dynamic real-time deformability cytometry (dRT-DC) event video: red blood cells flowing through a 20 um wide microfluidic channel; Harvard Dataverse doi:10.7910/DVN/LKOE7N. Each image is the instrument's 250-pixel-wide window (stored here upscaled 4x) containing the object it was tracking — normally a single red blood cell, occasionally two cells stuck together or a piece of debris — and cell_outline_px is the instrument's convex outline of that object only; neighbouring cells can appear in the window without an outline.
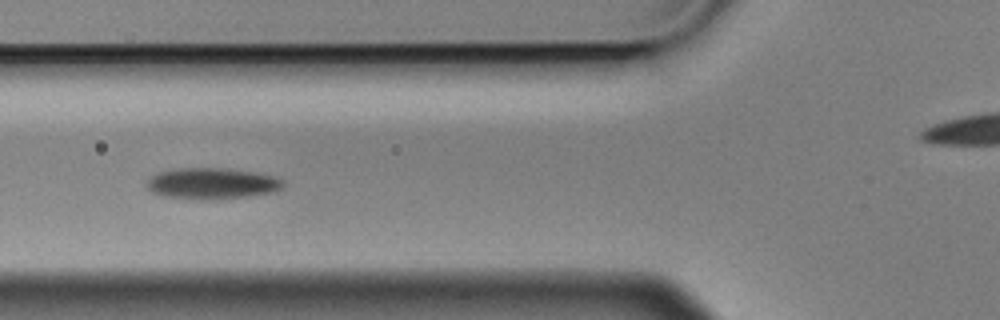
{"species": "Egyptian fruit bat (a non-hibernating species)", "species_latin": "Rousettus aegyptiacus", "temperature_condition": "cold", "stored_images_in_passage": 9, "camera_frame_rate_fps": 3000, "um_per_image_px": 0.085, "animal": {"sex": "male"}, "frame": {"image": 1, "passage_image": 4, "time_ms": 1.0, "image_size_px": [1000, 320], "cell_outline_px": [[284, 184], [280, 188], [268, 192], [248, 196], [164, 196], [152, 192], [148, 188], [148, 180], [152, 176], [160, 172], [172, 168], [228, 168], [256, 172], [276, 176], [284, 180]], "centroid_in_image_um": [18.05, 15.51], "position_along_channel_um": 107.8, "area_um2": 23.41}}
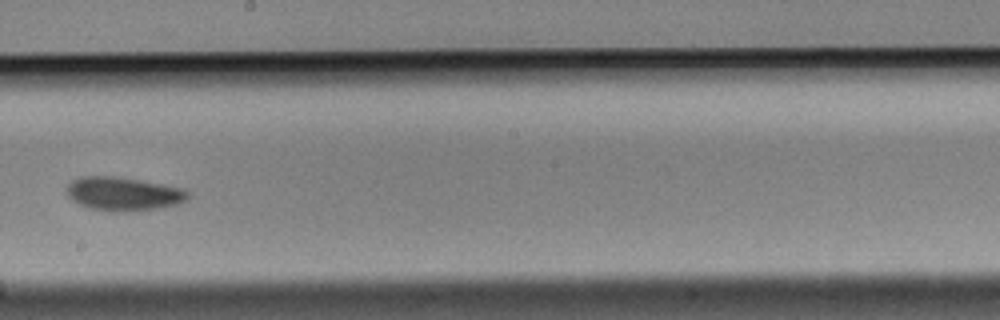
{"frame": {"image": 2, "passage_image": 7, "time_ms": 2.0, "image_size_px": [1000, 320], "cell_outline_px": [[188, 200], [176, 204], [156, 208], [128, 212], [124, 212], [88, 208], [72, 200], [64, 192], [68, 184], [72, 180], [80, 176], [116, 176], [140, 180], [180, 188], [188, 192]], "centroid_in_image_um": [10.42, 16.47], "position_along_channel_um": 237.8, "area_um2": 23.64}}
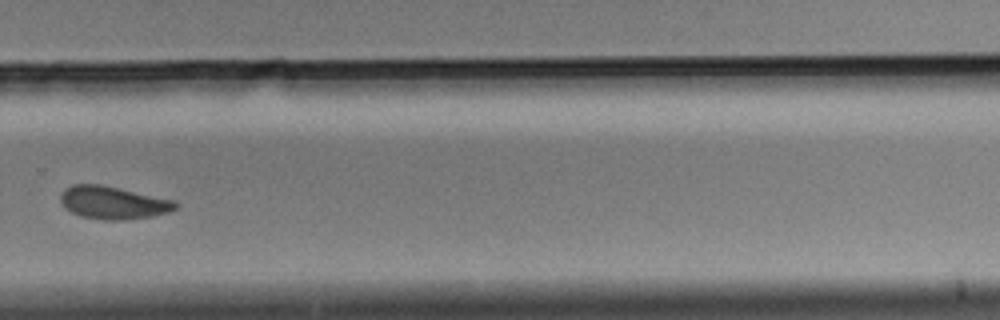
{"frame": {"image": 3, "passage_image": 9, "time_ms": 2.667, "image_size_px": [1000, 320], "cell_outline_px": [[180, 204], [176, 208], [168, 212], [152, 216], [120, 220], [108, 220], [80, 216], [64, 208], [60, 200], [60, 196], [64, 188], [72, 184], [100, 184], [176, 200]], "centroid_in_image_um": [9.61, 17.21], "position_along_channel_um": 320.2, "area_um2": 22.02}}